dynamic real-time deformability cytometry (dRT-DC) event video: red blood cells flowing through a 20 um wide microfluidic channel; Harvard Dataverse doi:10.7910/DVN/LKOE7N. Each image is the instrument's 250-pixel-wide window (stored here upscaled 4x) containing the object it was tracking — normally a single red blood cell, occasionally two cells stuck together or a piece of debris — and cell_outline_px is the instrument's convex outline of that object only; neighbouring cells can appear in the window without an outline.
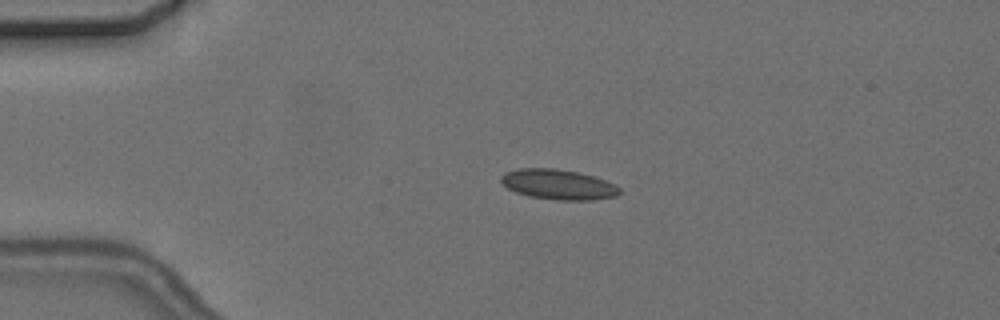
{"species": "common noctule bat (a hibernating species)", "species_latin": "Nyctalus noctula", "temperature_condition": "cold", "stored_images_in_passage": 4, "camera_frame_rate_fps": 3000, "um_per_image_px": 0.085, "animal": {"sex": "female", "body_mass_g": 24.6, "forearm_length_mm": 56.2}, "frame": {"image": 1, "passage_image": 3, "time_ms": 2.333, "image_size_px": [1000, 320], "cell_outline_px": [[620, 192], [616, 196], [592, 200], [556, 200], [528, 196], [516, 192], [508, 188], [500, 180], [500, 176], [504, 172], [516, 168], [556, 168], [580, 172], [616, 184], [620, 188]], "centroid_in_image_um": [47.43, 15.67], "position_along_channel_um": 37.6, "area_um2": 20.98}}